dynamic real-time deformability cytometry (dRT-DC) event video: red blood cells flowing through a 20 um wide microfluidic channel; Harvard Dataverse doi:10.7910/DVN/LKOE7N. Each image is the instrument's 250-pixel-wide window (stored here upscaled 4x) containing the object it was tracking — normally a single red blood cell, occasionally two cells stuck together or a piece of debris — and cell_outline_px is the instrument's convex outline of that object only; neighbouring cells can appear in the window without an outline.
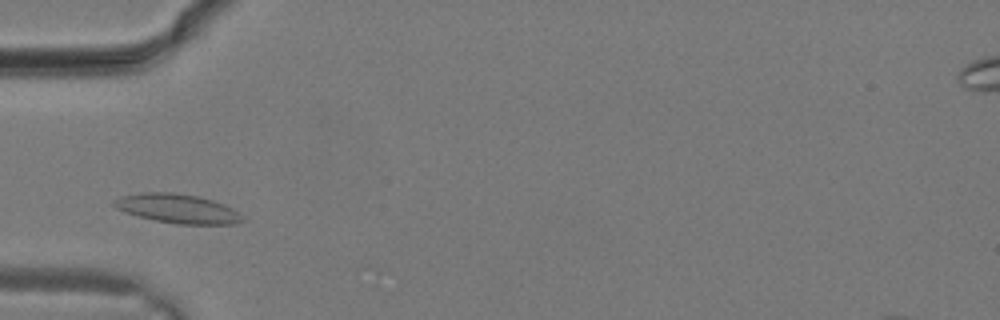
{"species": "common noctule bat (a hibernating species)", "species_latin": "Nyctalus noctula", "temperature_condition": "warm", "stored_images_in_passage": 8, "camera_frame_rate_fps": 3000, "um_per_image_px": 0.085, "animal": {"sex": "male", "body_mass_g": 19.2, "forearm_length_mm": 51.8}, "frame": {"image": 1, "passage_image": 3, "time_ms": 0.667, "image_size_px": [1000, 320], "cell_outline_px": [[244, 220], [236, 224], [176, 224], [156, 220], [124, 212], [116, 208], [112, 204], [112, 200], [120, 196], [140, 192], [172, 192], [196, 196], [212, 200], [224, 204], [232, 208], [244, 216]], "centroid_in_image_um": [15.08, 17.72], "position_along_channel_um": 69.9, "area_um2": 21.85}}
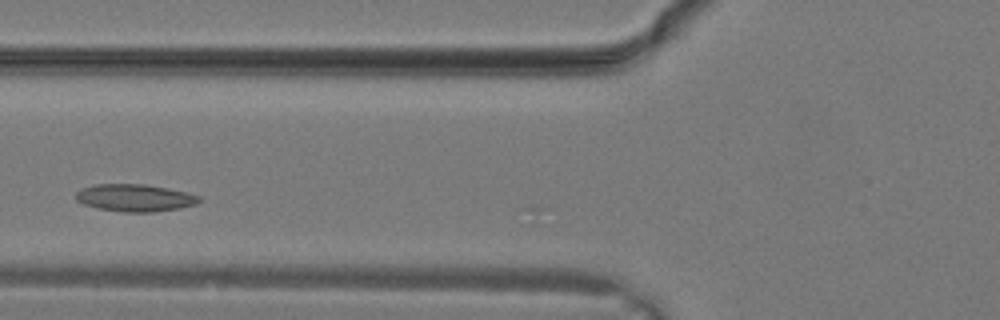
{"frame": {"image": 2, "passage_image": 5, "time_ms": 1.333, "image_size_px": [1000, 320], "cell_outline_px": [[200, 200], [196, 204], [180, 208], [152, 212], [124, 212], [96, 208], [84, 204], [76, 200], [76, 192], [80, 188], [96, 184], [144, 184], [168, 188], [188, 192], [200, 196]], "centroid_in_image_um": [11.46, 16.81], "position_along_channel_um": 114.3, "area_um2": 19.71}}
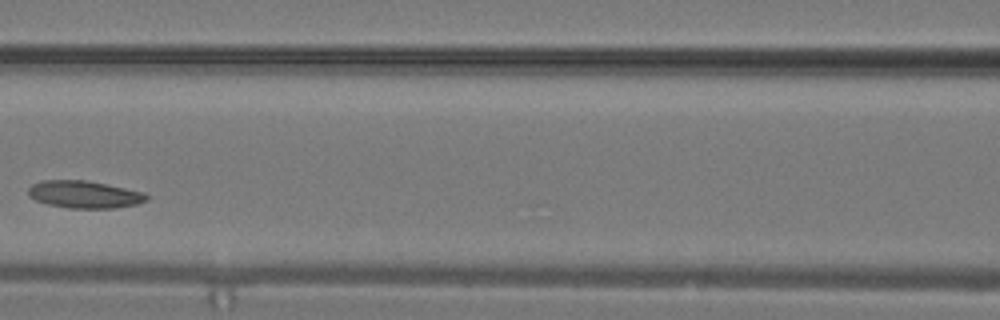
{"frame": {"image": 3, "passage_image": 7, "time_ms": 2.0, "image_size_px": [1000, 320], "cell_outline_px": [[148, 200], [136, 204], [116, 208], [68, 208], [48, 204], [36, 200], [28, 196], [28, 188], [32, 184], [44, 180], [84, 180], [144, 192], [148, 196]], "centroid_in_image_um": [7.15, 16.53], "position_along_channel_um": 159.4, "area_um2": 18.73}}